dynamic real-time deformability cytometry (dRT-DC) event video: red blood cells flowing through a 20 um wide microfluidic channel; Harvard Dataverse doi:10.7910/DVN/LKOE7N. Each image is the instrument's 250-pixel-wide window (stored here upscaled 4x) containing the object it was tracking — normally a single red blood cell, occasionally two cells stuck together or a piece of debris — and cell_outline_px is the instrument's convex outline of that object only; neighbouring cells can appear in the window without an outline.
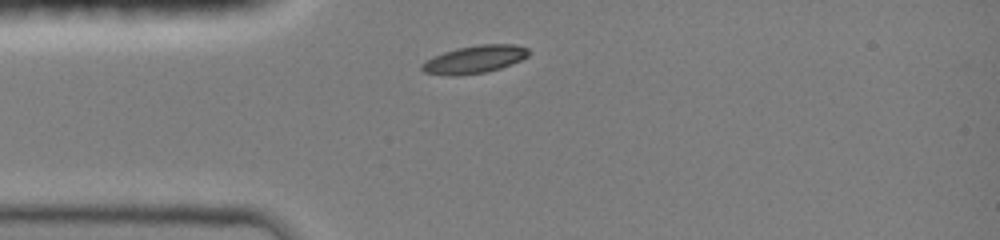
{"species": "common noctule bat (a hibernating species)", "species_latin": "Nyctalus noctula", "temperature_condition": "room temperature", "stored_images_in_passage": 1, "camera_frame_rate_fps": 3000, "um_per_image_px": 0.085, "animal": {"sex": "female", "body_mass_g": 19.0, "forearm_length_mm": 51.5}, "frame": {"image": 1, "passage_image": 1, "time_ms": 0.0, "image_size_px": [1000, 240], "cell_outline_px": [[532, 52], [528, 56], [520, 60], [500, 68], [484, 72], [456, 76], [452, 76], [424, 72], [420, 68], [420, 64], [444, 52], [456, 48], [480, 44], [516, 44], [528, 48]], "centroid_in_image_um": [40.37, 5.04], "position_along_channel_um": 44.6, "area_um2": 17.17}}